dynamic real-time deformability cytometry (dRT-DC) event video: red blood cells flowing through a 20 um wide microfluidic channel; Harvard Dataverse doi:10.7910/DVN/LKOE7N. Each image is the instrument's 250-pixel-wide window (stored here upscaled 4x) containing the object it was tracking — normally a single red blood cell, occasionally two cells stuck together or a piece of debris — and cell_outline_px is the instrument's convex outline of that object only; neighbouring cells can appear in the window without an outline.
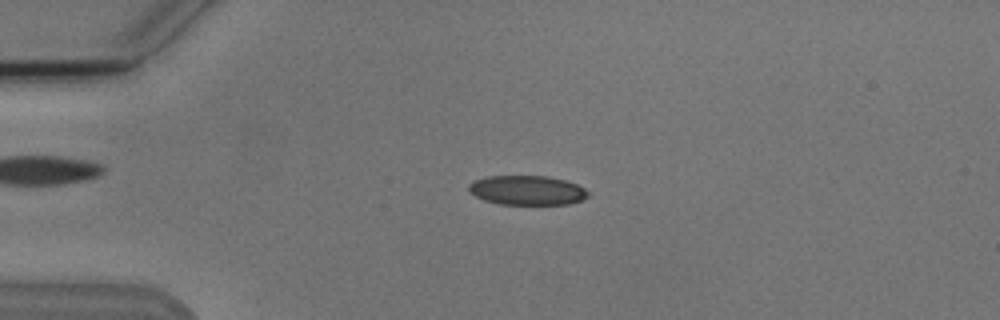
{"species": "Egyptian fruit bat (a non-hibernating species)", "species_latin": "Rousettus aegyptiacus", "temperature_condition": "cold", "stored_images_in_passage": 5, "camera_frame_rate_fps": 3000, "um_per_image_px": 0.085, "animal": {"sex": "male"}, "frame": {"image": 1, "passage_image": 3, "time_ms": 2.333, "image_size_px": [1000, 320], "cell_outline_px": [[588, 196], [580, 200], [568, 204], [500, 204], [484, 200], [468, 192], [468, 184], [472, 180], [488, 176], [548, 176], [564, 180], [576, 184], [584, 188], [588, 192]], "centroid_in_image_um": [44.75, 16.16], "position_along_channel_um": 40.2, "area_um2": 20.46}}